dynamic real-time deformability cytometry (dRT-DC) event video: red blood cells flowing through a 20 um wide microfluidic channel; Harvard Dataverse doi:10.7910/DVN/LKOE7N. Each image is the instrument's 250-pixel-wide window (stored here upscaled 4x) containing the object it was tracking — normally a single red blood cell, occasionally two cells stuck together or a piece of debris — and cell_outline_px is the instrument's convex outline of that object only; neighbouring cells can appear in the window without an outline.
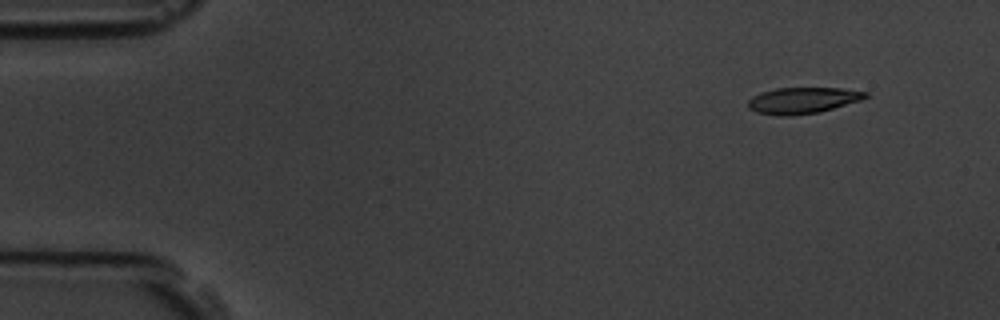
{"species": "common noctule bat (a hibernating species)", "species_latin": "Nyctalus noctula", "temperature_condition": "room temperature", "stored_images_in_passage": 6, "camera_frame_rate_fps": 3000, "um_per_image_px": 0.085, "animal": {"sex": "male", "body_mass_g": 19.5, "forearm_length_mm": 54.6}, "frame": {"image": 1, "passage_image": 2, "time_ms": 1.0, "image_size_px": [1000, 320], "cell_outline_px": [[868, 96], [860, 100], [820, 112], [792, 116], [780, 116], [756, 112], [748, 108], [748, 100], [752, 96], [760, 92], [776, 88], [840, 88], [868, 92]], "centroid_in_image_um": [68.19, 8.54], "position_along_channel_um": 16.8, "area_um2": 17.98}}
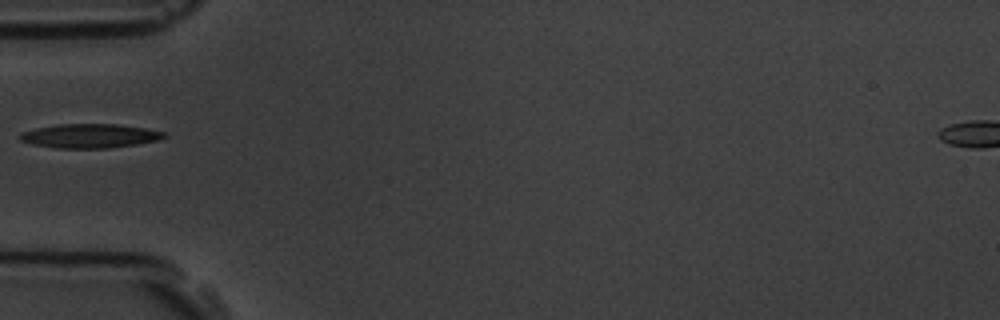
{"frame": {"image": 2, "passage_image": 5, "time_ms": 5.333, "image_size_px": [1000, 320], "cell_outline_px": [[168, 136], [160, 140], [136, 144], [108, 148], [56, 148], [32, 144], [20, 140], [20, 132], [36, 128], [56, 124], [116, 124], [144, 128], [164, 132]], "centroid_in_image_um": [7.63, 11.55], "position_along_channel_um": 77.4, "area_um2": 20.23}}
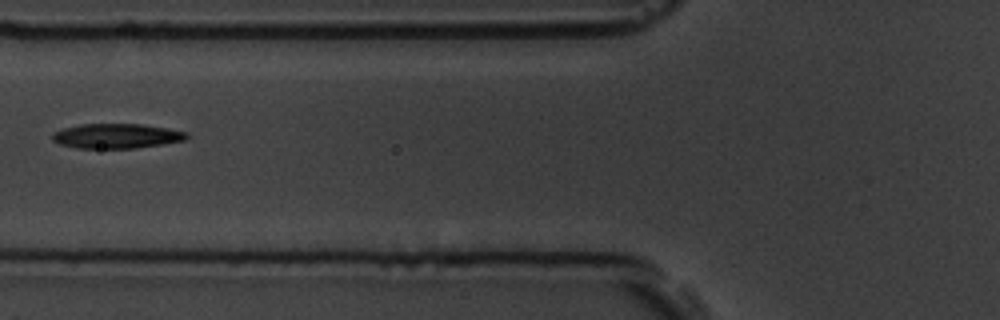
{"frame": {"image": 3, "passage_image": 6, "time_ms": 6.333, "image_size_px": [1000, 320], "cell_outline_px": [[188, 136], [184, 140], [136, 148], [76, 148], [60, 144], [52, 140], [52, 132], [64, 128], [80, 124], [140, 124], [168, 128], [188, 132]], "centroid_in_image_um": [9.88, 11.55], "position_along_channel_um": 115.9, "area_um2": 19.31}}